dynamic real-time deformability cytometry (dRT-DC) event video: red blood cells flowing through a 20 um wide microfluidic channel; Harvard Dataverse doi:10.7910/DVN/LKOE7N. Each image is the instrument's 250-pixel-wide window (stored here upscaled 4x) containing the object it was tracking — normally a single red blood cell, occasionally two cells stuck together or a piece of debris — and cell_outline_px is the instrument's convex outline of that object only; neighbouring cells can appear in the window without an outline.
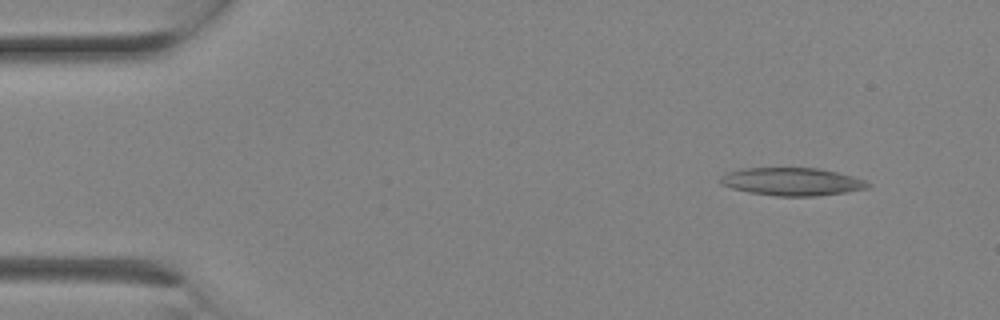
{"species": "Egyptian fruit bat (a non-hibernating species)", "species_latin": "Rousettus aegyptiacus", "temperature_condition": "room temperature", "stored_images_in_passage": 2, "camera_frame_rate_fps": 3000, "um_per_image_px": 0.085, "animal": {"sex": "female"}, "frame": {"image": 1, "passage_image": 1, "time_ms": 0.0, "image_size_px": [1000, 320], "cell_outline_px": [[872, 184], [868, 188], [844, 192], [816, 196], [776, 196], [748, 192], [732, 188], [720, 184], [720, 176], [728, 172], [740, 168], [820, 168], [852, 176], [864, 180]], "centroid_in_image_um": [67.29, 15.44], "position_along_channel_um": 17.7, "area_um2": 23.93}}
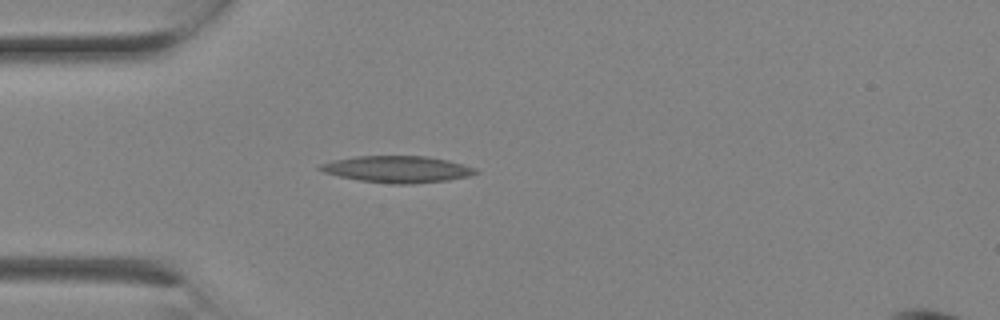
{"frame": {"image": 2, "passage_image": 2, "time_ms": 0.333, "image_size_px": [1000, 320], "cell_outline_px": [[480, 172], [468, 176], [448, 180], [412, 184], [392, 184], [360, 180], [340, 176], [324, 172], [316, 168], [320, 164], [336, 160], [356, 156], [424, 156], [448, 160], [464, 164], [476, 168]], "centroid_in_image_um": [33.81, 14.38], "position_along_channel_um": 51.2, "area_um2": 24.04}}